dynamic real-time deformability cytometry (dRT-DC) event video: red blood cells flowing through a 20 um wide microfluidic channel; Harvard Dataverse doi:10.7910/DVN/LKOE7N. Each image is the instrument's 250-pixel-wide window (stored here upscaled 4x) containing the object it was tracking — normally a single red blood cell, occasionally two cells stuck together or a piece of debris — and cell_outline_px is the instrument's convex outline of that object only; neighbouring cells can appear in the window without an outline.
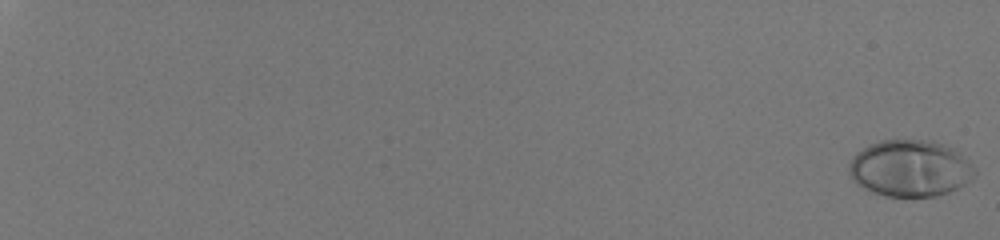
{"species": "human", "species_latin": "Homo sapiens", "temperature_condition": "room temperature", "stored_images_in_passage": 57, "camera_frame_rate_fps": 3000, "um_per_image_px": 0.085, "donor": {"sex": "male"}, "frame": {"image": 1, "passage_image": 1, "time_ms": 0.0, "image_size_px": [1000, 240], "cell_outline_px": [[976, 176], [964, 184], [948, 192], [936, 196], [884, 196], [872, 192], [856, 184], [852, 180], [848, 172], [848, 164], [852, 156], [856, 152], [868, 144], [880, 140], [932, 140], [944, 144], [952, 148], [972, 164], [976, 168]], "centroid_in_image_um": [77.32, 14.3], "position_along_channel_um": 7.7, "area_um2": 41.79}}
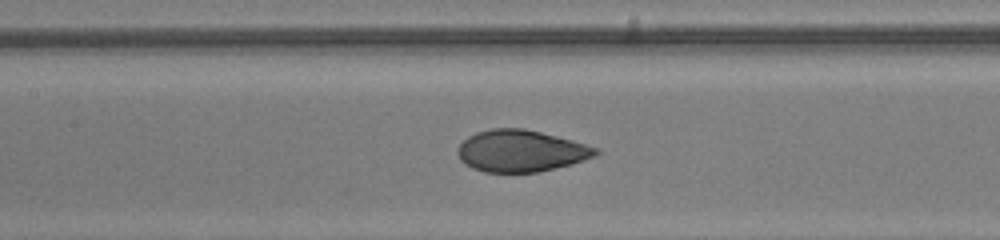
{"frame": {"image": 2, "passage_image": 34, "time_ms": 11.0, "image_size_px": [1000, 240], "cell_outline_px": [[600, 152], [596, 156], [584, 160], [536, 172], [484, 172], [472, 168], [460, 160], [456, 152], [456, 148], [468, 136], [476, 132], [492, 128], [524, 128], [572, 140], [600, 148]], "centroid_in_image_um": [44.25, 12.82], "position_along_channel_um": 163.1, "area_um2": 33.52}}
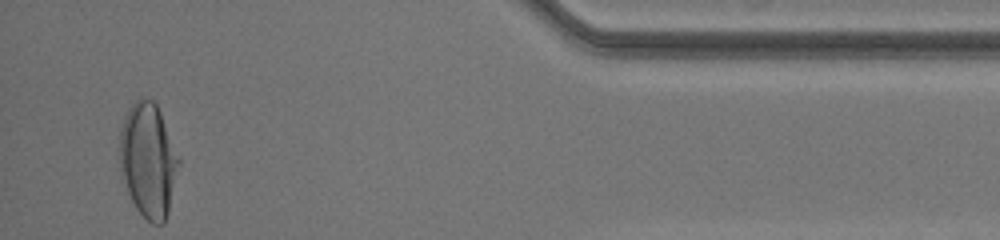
{"frame": {"image": 3, "passage_image": 56, "time_ms": 18.333, "image_size_px": [1000, 240], "cell_outline_px": [[180, 164], [168, 212], [164, 224], [152, 224], [136, 208], [120, 176], [120, 128], [124, 116], [128, 108], [140, 96], [152, 100], [156, 104], [160, 112], [180, 156]], "centroid_in_image_um": [12.6, 13.6], "position_along_channel_um": 422.6, "area_um2": 39.65}, "authors_computed_cell_mechanics": {"area_um2": 35.4892, "velocity_mm_per_s": 4.0859, "shape_relaxation_time_tau1_ms": 4.1586, "shape_relaxation_time_tau2_ms": null, "deformation_change_tau1": 0.2218, "deformation_change_tau2": null}}